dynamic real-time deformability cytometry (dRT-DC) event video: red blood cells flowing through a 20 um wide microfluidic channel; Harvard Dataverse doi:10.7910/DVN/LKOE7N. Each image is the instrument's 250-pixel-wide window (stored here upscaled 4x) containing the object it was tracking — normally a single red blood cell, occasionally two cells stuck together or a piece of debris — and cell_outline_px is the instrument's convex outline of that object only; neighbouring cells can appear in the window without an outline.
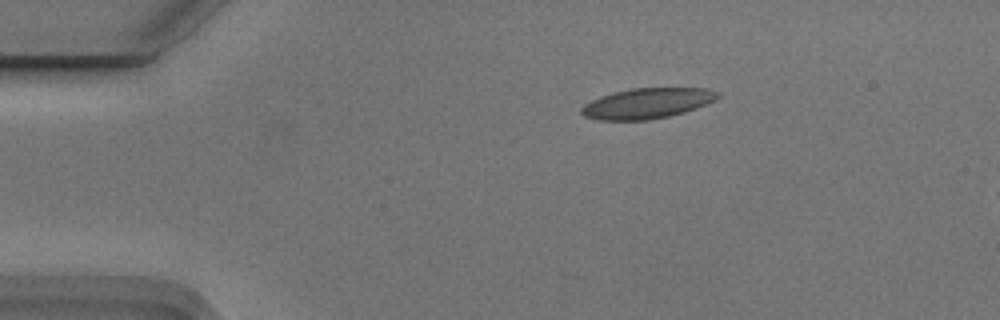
{"species": "Egyptian fruit bat (a non-hibernating species)", "species_latin": "Rousettus aegyptiacus", "temperature_condition": "cold", "stored_images_in_passage": 3, "camera_frame_rate_fps": 3000, "um_per_image_px": 0.085, "animal": {"sex": "male"}, "frame": {"image": 1, "passage_image": 1, "time_ms": 0.0, "image_size_px": [1000, 320], "cell_outline_px": [[720, 96], [716, 100], [708, 104], [684, 112], [668, 116], [648, 120], [600, 120], [584, 116], [580, 112], [580, 108], [584, 104], [600, 96], [612, 92], [632, 88], [708, 88], [720, 92]], "centroid_in_image_um": [55.02, 8.77], "position_along_channel_um": 30.0, "area_um2": 24.33}}